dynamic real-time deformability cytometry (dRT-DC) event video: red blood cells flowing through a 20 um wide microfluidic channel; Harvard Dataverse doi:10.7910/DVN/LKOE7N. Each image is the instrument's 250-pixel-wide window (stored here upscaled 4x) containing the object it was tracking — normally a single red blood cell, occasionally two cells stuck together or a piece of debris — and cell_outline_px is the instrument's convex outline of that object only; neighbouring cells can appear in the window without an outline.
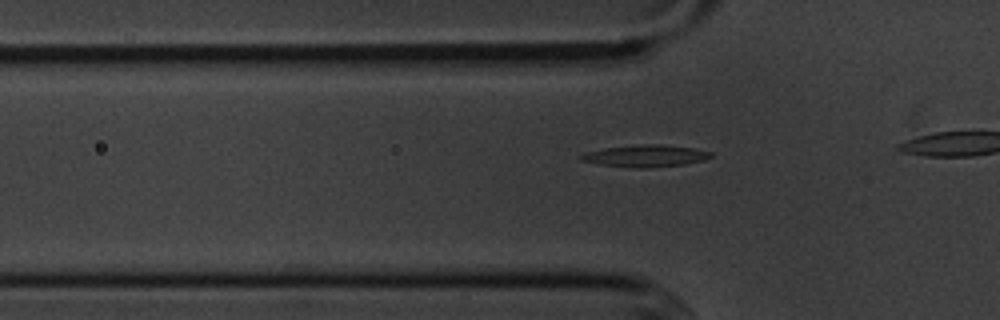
{"species": "common noctule bat (a hibernating species)", "species_latin": "Nyctalus noctula", "temperature_condition": "cold", "stored_images_in_passage": 27, "camera_frame_rate_fps": 3000, "um_per_image_px": 0.085, "animal": {"sex": "male", "body_mass_g": 20.1, "forearm_length_mm": 53.5}, "frame": {"image": 1, "passage_image": 8, "time_ms": 2.333, "image_size_px": [1000, 320], "cell_outline_px": [[712, 156], [704, 160], [684, 164], [648, 168], [632, 168], [600, 164], [580, 160], [580, 156], [584, 152], [604, 148], [640, 144], [660, 144], [692, 148], [712, 152]], "centroid_in_image_um": [54.85, 13.25], "position_along_channel_um": 71.0, "area_um2": 16.59}}
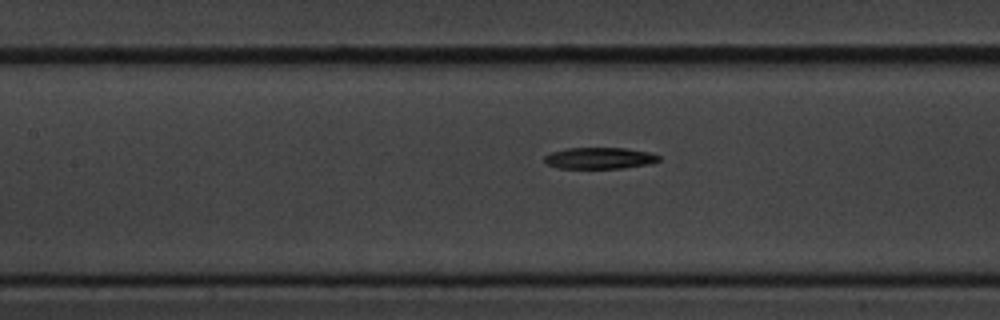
{"frame": {"image": 2, "passage_image": 15, "time_ms": 4.667, "image_size_px": [1000, 320], "cell_outline_px": [[660, 160], [648, 164], [624, 168], [560, 168], [548, 164], [544, 160], [544, 156], [552, 152], [568, 148], [624, 148], [648, 152], [660, 156]], "centroid_in_image_um": [50.97, 13.44], "position_along_channel_um": 156.4, "area_um2": 14.1}}
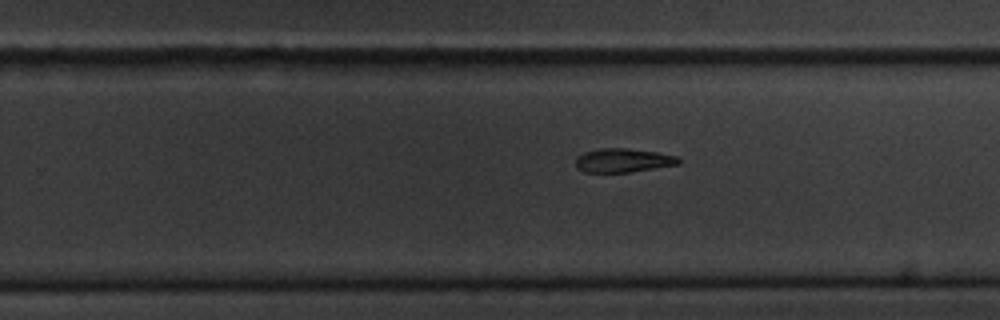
{"frame": {"image": 3, "passage_image": 25, "time_ms": 8.0, "image_size_px": [1000, 320], "cell_outline_px": [[680, 164], [628, 172], [584, 172], [576, 168], [576, 156], [584, 152], [600, 148], [628, 148], [656, 152], [676, 156], [680, 160]], "centroid_in_image_um": [52.92, 13.63], "position_along_channel_um": 276.9, "area_um2": 14.28}}